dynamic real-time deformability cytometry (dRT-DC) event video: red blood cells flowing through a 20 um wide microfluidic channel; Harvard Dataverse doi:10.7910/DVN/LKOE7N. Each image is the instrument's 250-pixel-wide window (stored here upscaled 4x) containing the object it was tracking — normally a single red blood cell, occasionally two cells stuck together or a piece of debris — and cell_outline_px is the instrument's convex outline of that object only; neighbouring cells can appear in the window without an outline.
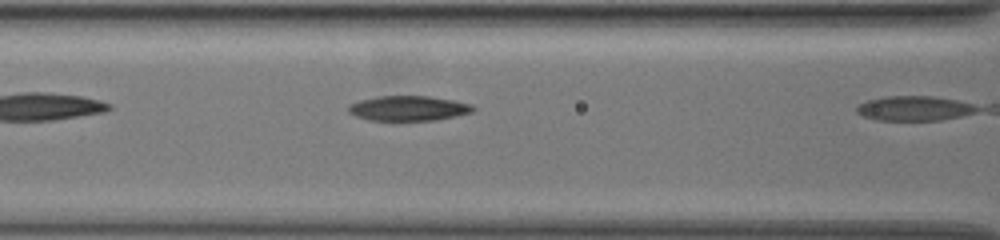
{"species": "common noctule bat (a hibernating species)", "species_latin": "Nyctalus noctula", "temperature_condition": "warm", "stored_images_in_passage": 4, "camera_frame_rate_fps": 3000, "um_per_image_px": 0.085, "animal": {"sex": "female", "body_mass_g": 19.5, "forearm_length_mm": 54.1}, "frame": {"image": 1, "passage_image": 3, "time_ms": 0.667, "image_size_px": [1000, 240], "cell_outline_px": [[476, 108], [472, 112], [456, 116], [436, 120], [368, 120], [356, 116], [348, 112], [348, 104], [360, 100], [376, 96], [428, 96], [452, 100], [472, 104]], "centroid_in_image_um": [34.7, 9.2], "position_along_channel_um": 131.9, "area_um2": 18.15}}